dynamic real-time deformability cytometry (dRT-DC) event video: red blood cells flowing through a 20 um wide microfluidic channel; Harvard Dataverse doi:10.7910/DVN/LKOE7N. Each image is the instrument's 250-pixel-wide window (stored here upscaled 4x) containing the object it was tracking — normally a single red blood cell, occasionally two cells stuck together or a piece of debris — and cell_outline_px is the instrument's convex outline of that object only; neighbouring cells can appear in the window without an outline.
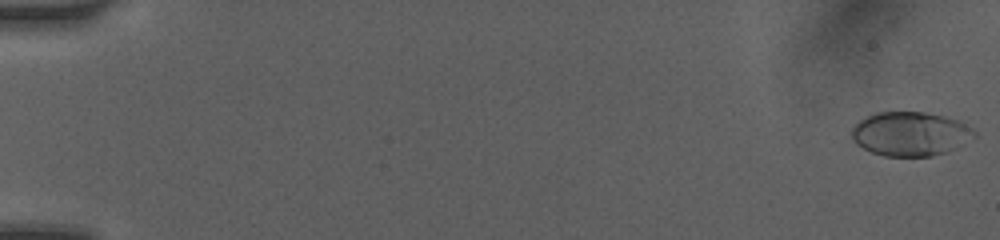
{"species": "human", "species_latin": "Homo sapiens", "temperature_condition": "room temperature", "stored_images_in_passage": 36, "camera_frame_rate_fps": 3000, "um_per_image_px": 0.085, "donor": {"sex": "female"}, "frame": {"image": 1, "passage_image": 1, "time_ms": 0.0, "image_size_px": [1000, 240], "cell_outline_px": [[976, 136], [948, 152], [932, 156], [884, 156], [872, 152], [856, 144], [852, 140], [852, 128], [860, 120], [876, 112], [924, 112], [948, 116], [972, 128], [976, 132]], "centroid_in_image_um": [77.38, 11.38], "position_along_channel_um": 7.6, "area_um2": 31.5}}
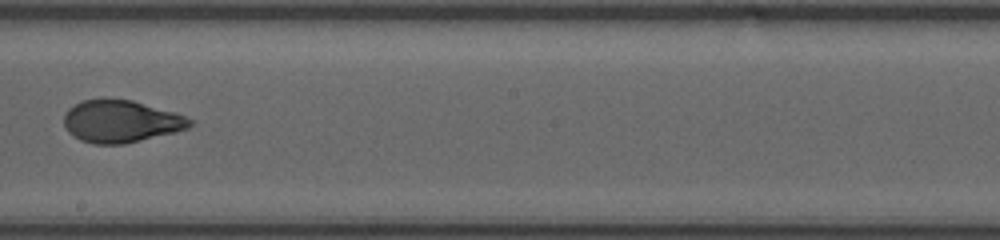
{"frame": {"image": 2, "passage_image": 20, "time_ms": 10.0, "image_size_px": [1000, 240], "cell_outline_px": [[192, 124], [188, 128], [124, 144], [92, 144], [80, 140], [68, 132], [64, 124], [64, 112], [68, 108], [84, 100], [132, 100], [176, 112], [192, 120]], "centroid_in_image_um": [10.25, 10.32], "position_along_channel_um": 237.9, "area_um2": 30.63}}
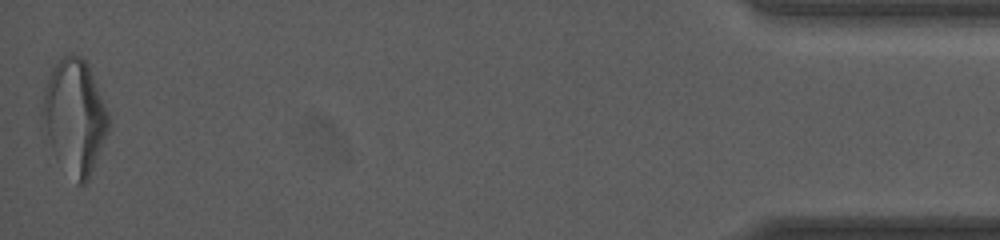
{"frame": {"image": 3, "passage_image": 36, "time_ms": 16.667, "image_size_px": [1000, 240], "cell_outline_px": [[108, 132], [92, 172], [88, 180], [84, 184], [76, 184], [52, 148], [40, 116], [40, 108], [44, 92], [48, 80], [60, 56], [80, 56], [88, 64], [108, 112]], "centroid_in_image_um": [6.35, 9.92], "position_along_channel_um": 428.9, "area_um2": 43.23}, "authors_computed_cell_mechanics": {"area_um2": 31.4432, "velocity_mm_per_s": 4.1224, "shape_relaxation_time_tau1_ms": 3.9673, "shape_relaxation_time_tau2_ms": 1.0829, "deformation_change_tau1": 0.1706, "deformation_change_tau2": 0.062}}